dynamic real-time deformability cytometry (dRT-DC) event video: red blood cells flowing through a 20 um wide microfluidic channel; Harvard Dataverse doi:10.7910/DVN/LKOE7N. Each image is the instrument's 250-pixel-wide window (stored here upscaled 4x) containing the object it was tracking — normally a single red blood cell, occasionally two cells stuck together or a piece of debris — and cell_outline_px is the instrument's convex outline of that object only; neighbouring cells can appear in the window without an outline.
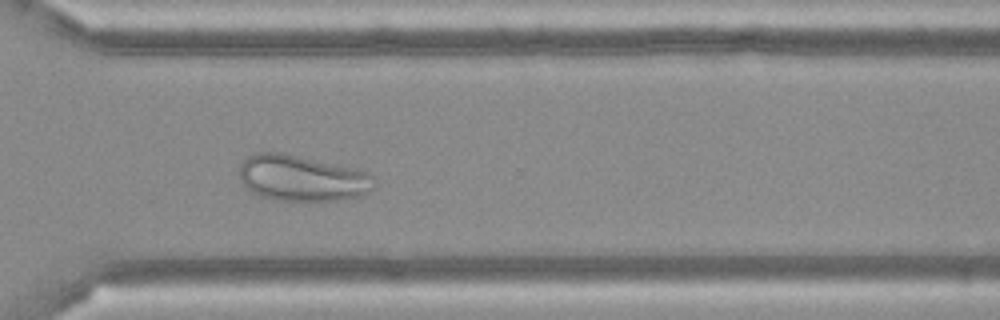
{"species": "Egyptian fruit bat (a non-hibernating species)", "species_latin": "Rousettus aegyptiacus", "temperature_condition": "cold", "stored_images_in_passage": 50, "camera_frame_rate_fps": 3000, "um_per_image_px": 0.085, "frame": {"image": 1, "passage_image": 36, "time_ms": 11.667, "image_size_px": [1000, 320], "cell_outline_px": [[376, 184], [368, 192], [360, 196], [340, 200], [272, 200], [260, 196], [252, 192], [240, 180], [240, 164], [252, 152], [280, 152], [356, 168], [368, 172], [376, 180]], "centroid_in_image_um": [25.68, 15.14], "position_along_channel_um": 344.9, "area_um2": 36.24}}